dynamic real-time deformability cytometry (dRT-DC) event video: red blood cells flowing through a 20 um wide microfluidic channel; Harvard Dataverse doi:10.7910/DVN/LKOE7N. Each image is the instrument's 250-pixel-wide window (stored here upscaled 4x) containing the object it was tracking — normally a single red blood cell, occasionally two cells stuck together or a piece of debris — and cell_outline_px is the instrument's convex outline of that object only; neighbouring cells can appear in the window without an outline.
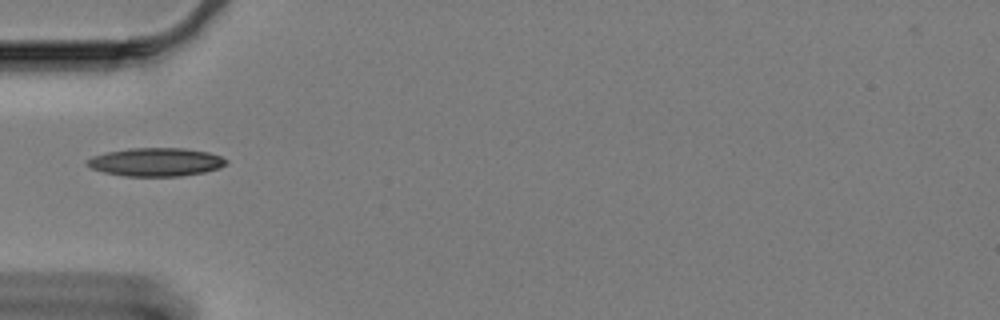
{"species": "Egyptian fruit bat (a non-hibernating species)", "species_latin": "Rousettus aegyptiacus", "temperature_condition": "cold", "stored_images_in_passage": 25, "camera_frame_rate_fps": 3000, "um_per_image_px": 0.085, "animal": {"sex": "female"}, "frame": {"image": 1, "passage_image": 1, "time_ms": 0.0, "image_size_px": [1000, 320], "cell_outline_px": [[228, 164], [220, 168], [204, 172], [180, 176], [124, 176], [104, 172], [92, 168], [84, 164], [92, 156], [108, 152], [128, 148], [184, 148], [208, 152], [220, 156], [228, 160]], "centroid_in_image_um": [13.27, 13.77], "position_along_channel_um": 71.7, "area_um2": 23.0}}
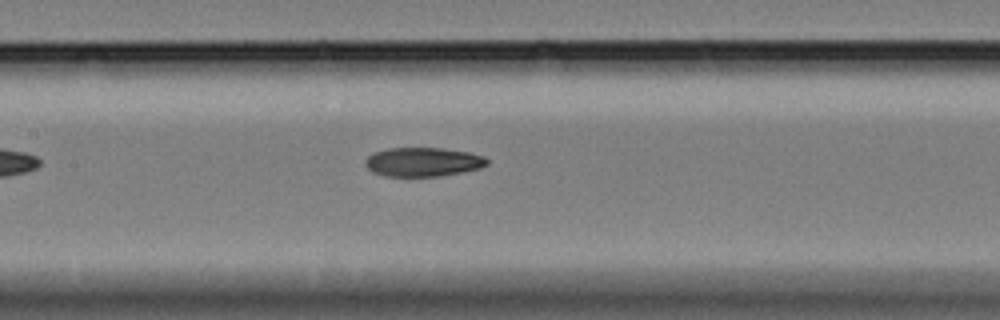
{"frame": {"image": 2, "passage_image": 10, "time_ms": 3.0, "image_size_px": [1000, 320], "cell_outline_px": [[488, 164], [480, 168], [440, 176], [384, 176], [372, 172], [364, 164], [364, 160], [372, 152], [388, 148], [444, 148], [468, 152], [484, 156], [488, 160]], "centroid_in_image_um": [35.92, 13.76], "position_along_channel_um": 171.5, "area_um2": 20.69}}
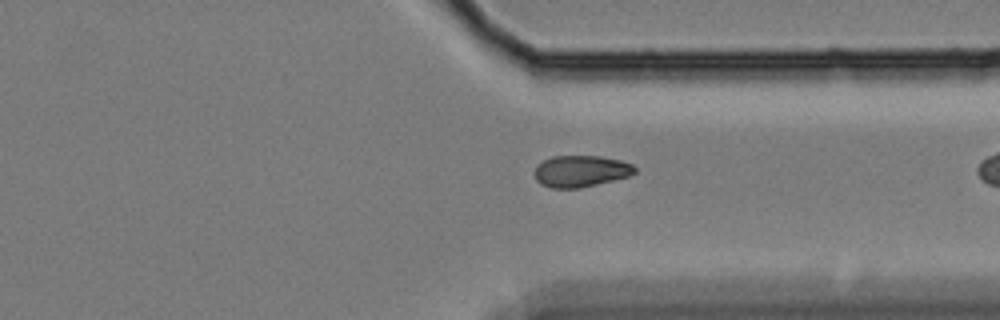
{"frame": {"image": 3, "passage_image": 24, "time_ms": 7.667, "image_size_px": [1000, 320], "cell_outline_px": [[636, 172], [628, 176], [580, 188], [552, 188], [540, 184], [536, 180], [536, 164], [552, 156], [600, 156], [620, 160], [632, 164], [636, 168]], "centroid_in_image_um": [49.35, 14.54], "position_along_channel_um": 362.0, "area_um2": 18.32}}